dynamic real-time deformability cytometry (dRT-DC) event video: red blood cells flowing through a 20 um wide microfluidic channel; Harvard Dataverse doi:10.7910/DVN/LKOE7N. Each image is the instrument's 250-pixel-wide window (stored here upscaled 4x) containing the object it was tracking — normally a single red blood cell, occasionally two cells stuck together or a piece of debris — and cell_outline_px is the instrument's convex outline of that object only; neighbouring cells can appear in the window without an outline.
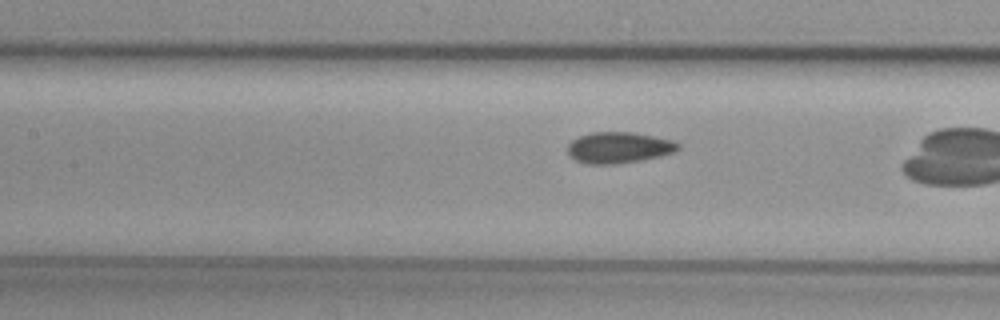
{"species": "common noctule bat (a hibernating species)", "species_latin": "Nyctalus noctula", "temperature_condition": "cold", "stored_images_in_passage": 33, "camera_frame_rate_fps": 3000, "um_per_image_px": 0.085, "animal": {"sex": "female", "body_mass_g": 29.2, "forearm_length_mm": 56.3}, "frame": {"image": 1, "passage_image": 24, "time_ms": 7.667, "image_size_px": [1000, 320], "cell_outline_px": [[680, 148], [676, 152], [660, 156], [640, 160], [616, 164], [584, 164], [568, 156], [568, 144], [572, 140], [580, 136], [592, 132], [632, 132], [672, 140], [680, 144]], "centroid_in_image_um": [52.59, 12.55], "position_along_channel_um": 154.8, "area_um2": 20.11}}